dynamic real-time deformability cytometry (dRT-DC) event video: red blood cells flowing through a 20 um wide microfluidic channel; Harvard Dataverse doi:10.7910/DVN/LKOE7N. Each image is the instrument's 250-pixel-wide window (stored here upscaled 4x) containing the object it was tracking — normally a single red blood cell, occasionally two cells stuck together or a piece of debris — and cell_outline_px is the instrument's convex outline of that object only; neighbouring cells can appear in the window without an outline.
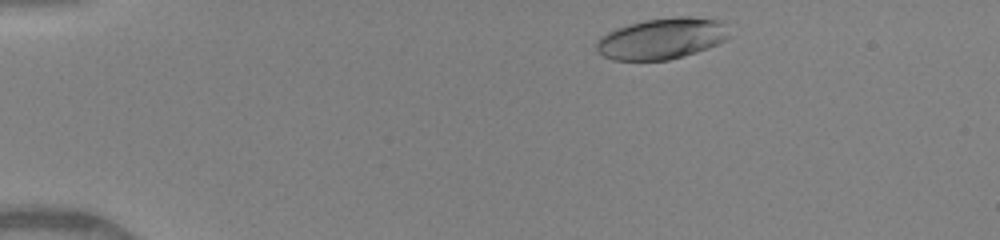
{"species": "human", "species_latin": "Homo sapiens", "temperature_condition": "warm", "stored_images_in_passage": 43, "camera_frame_rate_fps": 3000, "um_per_image_px": 0.085, "donor": {"sex": "female"}, "frame": {"image": 1, "passage_image": 2, "time_ms": 0.333, "image_size_px": [1000, 240], "cell_outline_px": [[728, 36], [724, 40], [708, 48], [696, 52], [668, 60], [612, 60], [604, 56], [596, 48], [596, 40], [600, 36], [616, 28], [628, 24], [644, 20], [680, 16], [688, 16], [720, 20]], "centroid_in_image_um": [56.19, 3.28], "position_along_channel_um": 28.8, "area_um2": 31.5}}
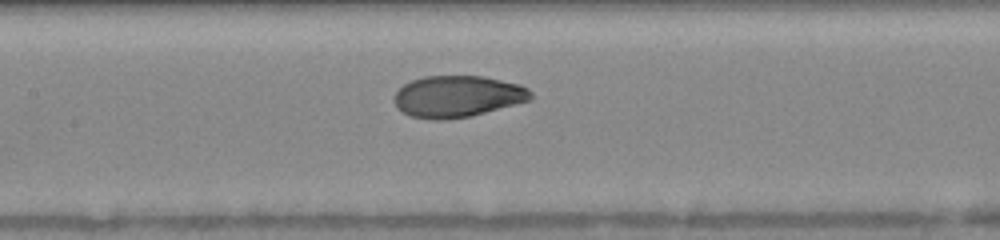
{"frame": {"image": 2, "passage_image": 18, "time_ms": 5.667, "image_size_px": [1000, 240], "cell_outline_px": [[532, 100], [472, 116], [444, 120], [432, 120], [412, 116], [396, 108], [392, 100], [396, 92], [404, 84], [412, 80], [424, 76], [484, 76], [520, 84], [528, 88], [532, 92]], "centroid_in_image_um": [38.9, 8.2], "position_along_channel_um": 168.5, "area_um2": 33.41}}
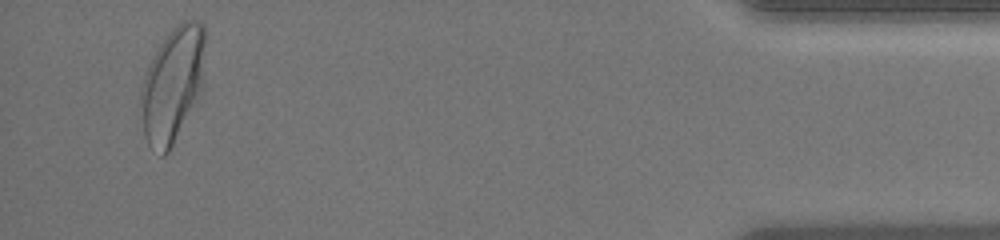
{"frame": {"image": 3, "passage_image": 41, "time_ms": 13.333, "image_size_px": [1000, 240], "cell_outline_px": [[204, 88], [168, 152], [164, 156], [160, 156], [148, 144], [144, 136], [140, 100], [140, 88], [148, 64], [152, 56], [160, 44], [172, 28], [180, 20], [200, 20], [204, 24]], "centroid_in_image_um": [14.67, 7.16], "position_along_channel_um": 420.5, "area_um2": 43.58}, "authors_computed_cell_mechanics": {"area_um2": 33.235, "velocity_mm_per_s": 4.102, "shape_relaxation_time_tau1_ms": 3.3387, "shape_relaxation_time_tau2_ms": null, "deformation_change_tau1": 0.178, "deformation_change_tau2": null}}